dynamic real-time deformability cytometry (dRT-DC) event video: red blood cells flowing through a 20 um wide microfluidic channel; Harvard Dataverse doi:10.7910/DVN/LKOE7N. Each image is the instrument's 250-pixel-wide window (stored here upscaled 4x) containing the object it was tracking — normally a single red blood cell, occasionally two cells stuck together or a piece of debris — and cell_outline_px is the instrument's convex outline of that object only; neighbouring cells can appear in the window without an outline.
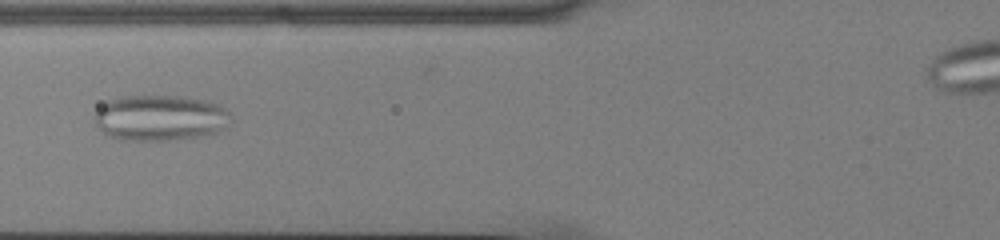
{"species": "common noctule bat (a hibernating species)", "species_latin": "Nyctalus noctula", "temperature_condition": "cold", "stored_images_in_passage": 36, "camera_frame_rate_fps": 3000, "um_per_image_px": 0.085, "animal": {"sex": "male", "body_mass_g": 13.0, "forearm_length_mm": 53.1}, "frame": {"image": 1, "passage_image": 6, "time_ms": 1.667, "image_size_px": [1000, 240], "cell_outline_px": [[232, 124], [216, 132], [200, 136], [172, 140], [116, 140], [108, 136], [92, 120], [100, 104], [108, 100], [120, 96], [184, 96], [208, 100], [220, 104], [228, 112], [232, 120]], "centroid_in_image_um": [13.61, 10.01], "position_along_channel_um": 112.2, "area_um2": 36.93}}
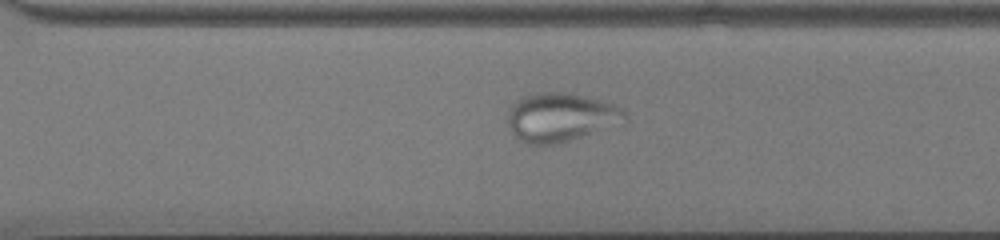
{"frame": {"image": 2, "passage_image": 23, "time_ms": 7.333, "image_size_px": [1000, 240], "cell_outline_px": [[628, 120], [624, 124], [556, 144], [528, 144], [520, 140], [508, 128], [508, 108], [520, 96], [536, 92], [560, 92], [584, 96], [616, 104], [624, 108], [628, 116]], "centroid_in_image_um": [47.7, 9.96], "position_along_channel_um": 322.9, "area_um2": 33.87}}
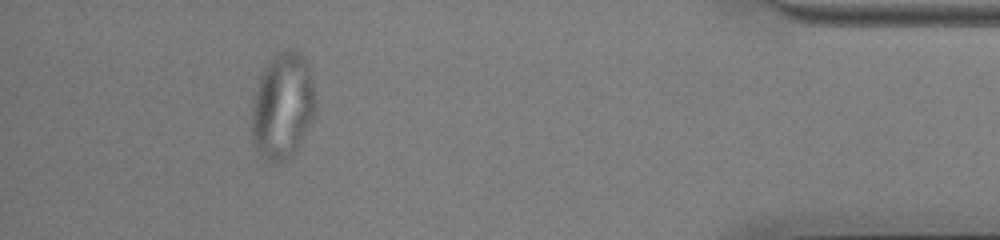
{"frame": {"image": 3, "passage_image": 34, "time_ms": 11.0, "image_size_px": [1000, 240], "cell_outline_px": [[316, 116], [312, 124], [292, 156], [280, 164], [272, 164], [264, 160], [256, 152], [252, 144], [252, 100], [260, 76], [264, 68], [276, 52], [284, 48], [296, 48], [304, 56], [312, 80], [316, 96]], "centroid_in_image_um": [24.03, 9.04], "position_along_channel_um": 411.2, "area_um2": 40.81}}